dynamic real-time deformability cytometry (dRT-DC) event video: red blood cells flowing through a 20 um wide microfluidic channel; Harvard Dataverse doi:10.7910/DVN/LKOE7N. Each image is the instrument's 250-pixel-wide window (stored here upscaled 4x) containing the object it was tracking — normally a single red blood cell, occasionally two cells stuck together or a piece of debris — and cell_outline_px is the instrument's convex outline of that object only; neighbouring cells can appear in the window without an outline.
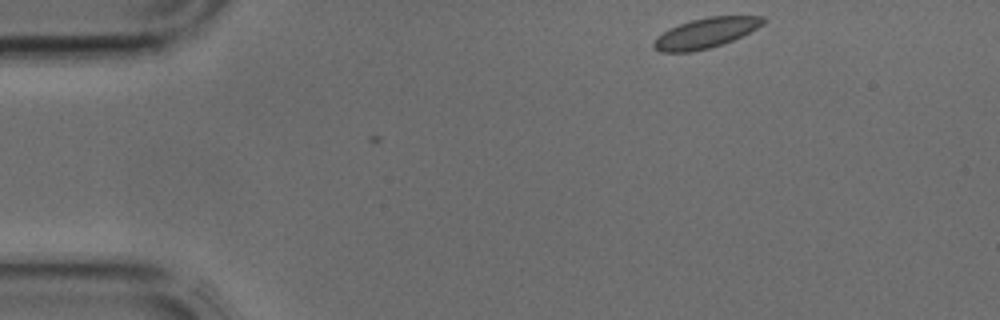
{"species": "common noctule bat (a hibernating species)", "species_latin": "Nyctalus noctula", "temperature_condition": "cold", "stored_images_in_passage": 2, "camera_frame_rate_fps": 3000, "um_per_image_px": 0.085, "animal": {"sex": "male", "body_mass_g": 17.9, "forearm_length_mm": 54.2}, "frame": {"image": 1, "passage_image": 1, "time_ms": 0.0, "image_size_px": [1000, 320], "cell_outline_px": [[764, 24], [732, 40], [708, 48], [692, 52], [660, 52], [652, 48], [652, 40], [656, 36], [680, 24], [692, 20], [708, 16], [764, 16]], "centroid_in_image_um": [59.92, 2.81], "position_along_channel_um": 25.1, "area_um2": 18.96}}